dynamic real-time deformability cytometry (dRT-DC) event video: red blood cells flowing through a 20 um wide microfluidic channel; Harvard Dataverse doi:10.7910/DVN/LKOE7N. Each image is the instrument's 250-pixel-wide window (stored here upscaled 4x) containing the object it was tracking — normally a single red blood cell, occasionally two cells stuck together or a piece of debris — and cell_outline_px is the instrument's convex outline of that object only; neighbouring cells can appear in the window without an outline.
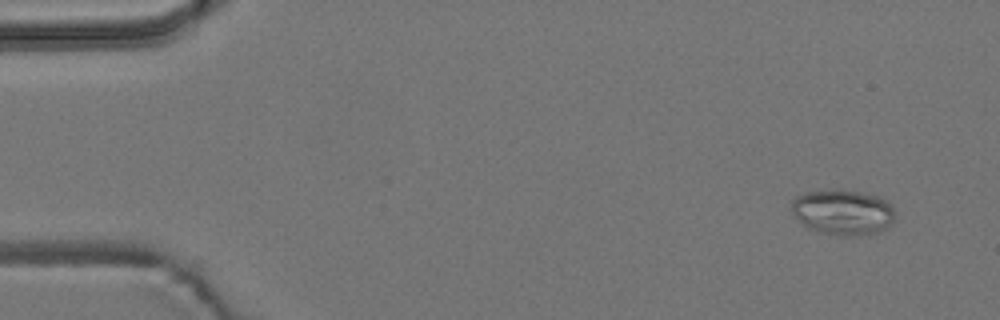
{"species": "common noctule bat (a hibernating species)", "species_latin": "Nyctalus noctula", "temperature_condition": "room temperature", "stored_images_in_passage": 6, "camera_frame_rate_fps": 3000, "um_per_image_px": 0.085, "animal": {"sex": "male", "body_mass_g": 19.2, "forearm_length_mm": 51.8}, "frame": {"image": 1, "passage_image": 1, "time_ms": 0.0, "image_size_px": [1000, 320], "cell_outline_px": [[896, 220], [888, 228], [880, 232], [856, 236], [836, 236], [816, 232], [808, 228], [792, 212], [792, 200], [796, 196], [808, 192], [832, 188], [860, 192], [880, 196], [892, 204], [896, 212]], "centroid_in_image_um": [71.71, 18.05], "position_along_channel_um": 13.3, "area_um2": 28.15}}